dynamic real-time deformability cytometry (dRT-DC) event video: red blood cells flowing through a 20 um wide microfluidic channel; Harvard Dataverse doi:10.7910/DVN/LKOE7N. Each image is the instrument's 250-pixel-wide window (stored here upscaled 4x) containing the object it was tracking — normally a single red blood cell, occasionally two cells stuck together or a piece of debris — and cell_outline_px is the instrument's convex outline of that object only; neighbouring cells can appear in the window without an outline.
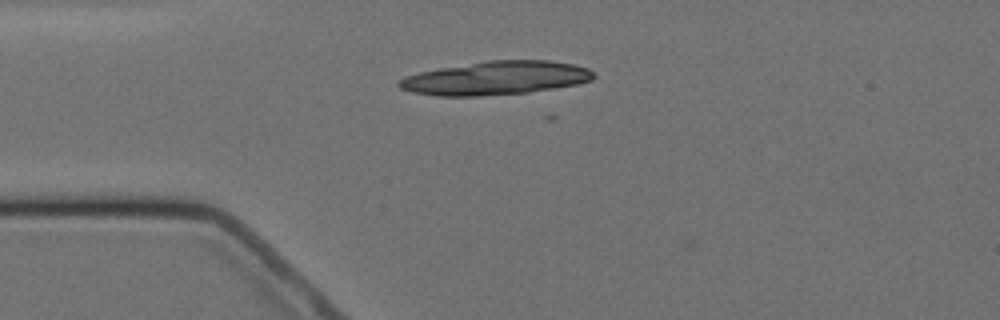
{"species": "Egyptian fruit bat (a non-hibernating species)", "species_latin": "Rousettus aegyptiacus", "temperature_condition": "cold", "stored_images_in_passage": 3, "camera_frame_rate_fps": 3000, "um_per_image_px": 0.085, "animal": {"sex": "female"}, "frame": {"image": 1, "passage_image": 1, "time_ms": 0.0, "image_size_px": [1000, 320], "cell_outline_px": [[596, 76], [592, 80], [576, 84], [528, 92], [480, 96], [436, 96], [412, 92], [400, 88], [396, 84], [404, 76], [420, 72], [440, 68], [488, 60], [548, 60], [572, 64], [588, 68]], "centroid_in_image_um": [42.12, 6.63], "position_along_channel_um": 42.9, "area_um2": 37.92}}